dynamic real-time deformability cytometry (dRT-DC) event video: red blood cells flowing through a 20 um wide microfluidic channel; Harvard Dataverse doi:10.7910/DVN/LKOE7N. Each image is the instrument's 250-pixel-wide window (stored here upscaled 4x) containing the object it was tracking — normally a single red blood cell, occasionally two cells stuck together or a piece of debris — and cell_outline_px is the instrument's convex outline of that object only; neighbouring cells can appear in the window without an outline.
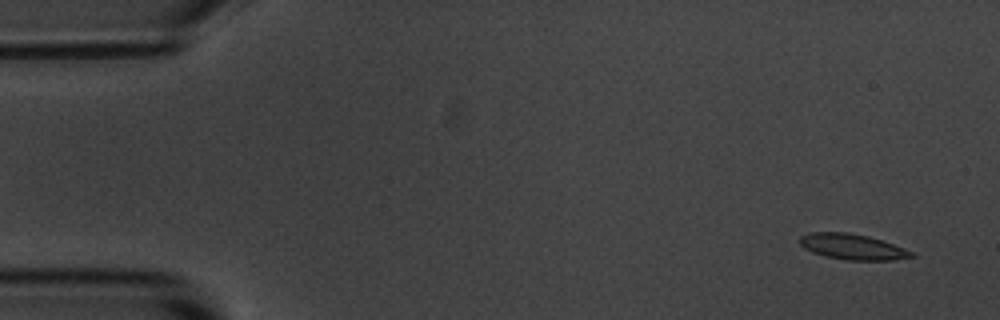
{"species": "common noctule bat (a hibernating species)", "species_latin": "Nyctalus noctula", "temperature_condition": "room temperature", "stored_images_in_passage": 10, "camera_frame_rate_fps": 3000, "um_per_image_px": 0.085, "animal": {"sex": "male", "body_mass_g": 20.1, "forearm_length_mm": 53.5}, "frame": {"image": 1, "passage_image": 1, "time_ms": 0.0, "image_size_px": [1000, 320], "cell_outline_px": [[916, 256], [892, 260], [844, 260], [824, 256], [812, 252], [804, 248], [800, 244], [800, 236], [812, 232], [848, 232], [868, 236], [904, 248], [912, 252]], "centroid_in_image_um": [72.43, 20.98], "position_along_channel_um": 12.6, "area_um2": 16.59}}
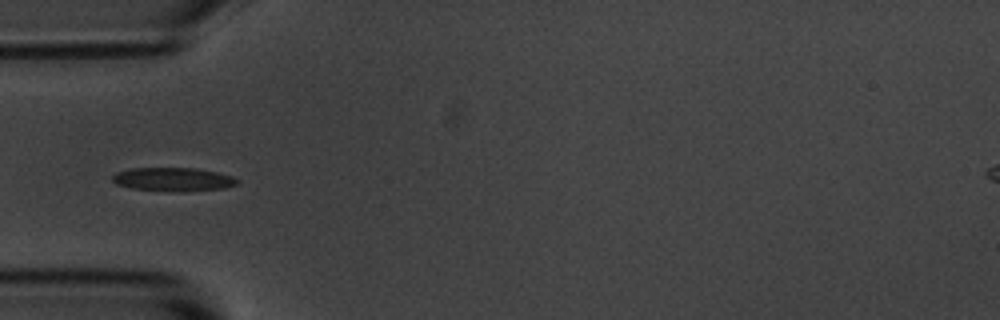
{"frame": {"image": 2, "passage_image": 5, "time_ms": 4.667, "image_size_px": [1000, 320], "cell_outline_px": [[240, 180], [236, 184], [224, 188], [180, 192], [176, 192], [132, 188], [116, 184], [112, 180], [112, 176], [116, 172], [132, 168], [196, 168], [216, 172], [232, 176]], "centroid_in_image_um": [14.72, 15.25], "position_along_channel_um": 70.3, "area_um2": 17.17}}
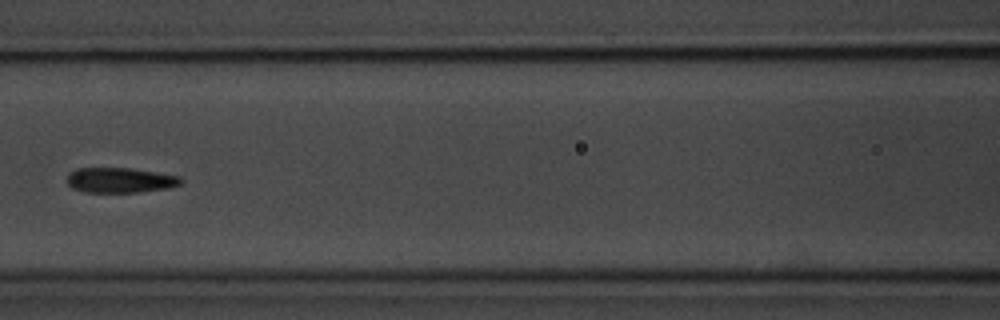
{"frame": {"image": 3, "passage_image": 7, "time_ms": 7.0, "image_size_px": [1000, 320], "cell_outline_px": [[184, 180], [180, 184], [168, 188], [136, 192], [84, 192], [72, 188], [68, 184], [68, 172], [76, 168], [128, 168], [156, 172], [180, 176]], "centroid_in_image_um": [10.19, 15.31], "position_along_channel_um": 156.4, "area_um2": 16.65}}